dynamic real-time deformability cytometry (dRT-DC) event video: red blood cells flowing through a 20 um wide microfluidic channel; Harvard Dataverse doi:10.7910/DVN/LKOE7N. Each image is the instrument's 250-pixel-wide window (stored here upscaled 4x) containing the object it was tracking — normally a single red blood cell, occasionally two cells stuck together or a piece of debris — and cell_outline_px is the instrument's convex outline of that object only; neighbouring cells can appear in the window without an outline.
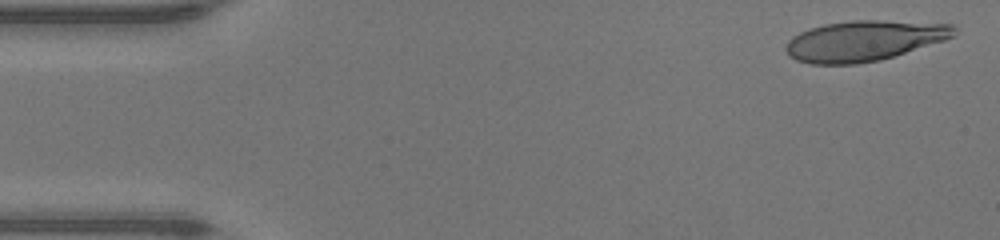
{"species": "human", "species_latin": "Homo sapiens", "temperature_condition": "warm", "stored_images_in_passage": 47, "camera_frame_rate_fps": 3000, "um_per_image_px": 0.085, "donor": {"sex": "male"}, "frame": {"image": 1, "passage_image": 2, "time_ms": 0.333, "image_size_px": [1000, 240], "cell_outline_px": [[956, 36], [944, 40], [880, 60], [856, 64], [812, 64], [796, 60], [788, 56], [784, 48], [788, 40], [792, 36], [808, 28], [824, 24], [852, 20], [880, 20], [952, 24], [956, 28]], "centroid_in_image_um": [73.41, 3.46], "position_along_channel_um": 11.6, "area_um2": 39.77}}
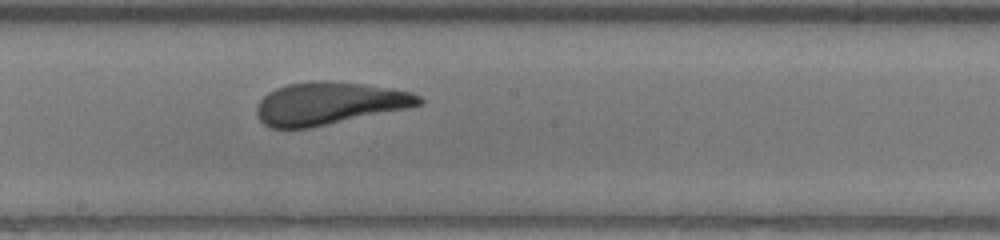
{"frame": {"image": 2, "passage_image": 25, "time_ms": 8.0, "image_size_px": [1000, 240], "cell_outline_px": [[424, 104], [408, 108], [308, 128], [272, 128], [264, 124], [260, 120], [256, 112], [256, 108], [260, 100], [268, 92], [276, 88], [288, 84], [320, 80], [328, 80], [392, 88], [412, 92], [420, 96], [424, 100]], "centroid_in_image_um": [27.99, 8.78], "position_along_channel_um": 220.2, "area_um2": 40.06}}
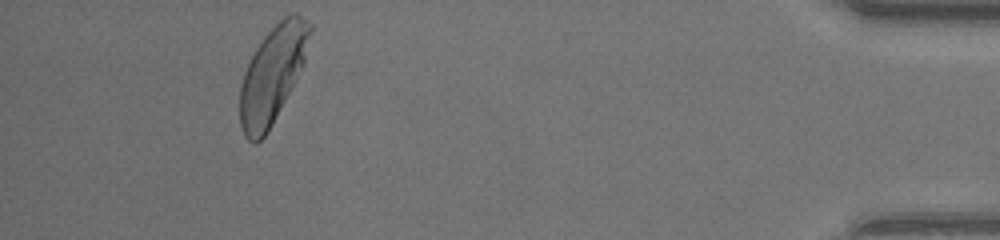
{"frame": {"image": 3, "passage_image": 43, "time_ms": 14.0, "image_size_px": [1000, 240], "cell_outline_px": [[312, 28], [304, 64], [268, 132], [256, 144], [248, 140], [244, 136], [240, 124], [240, 84], [244, 72], [260, 40], [284, 16], [292, 12], [296, 12], [312, 24]], "centroid_in_image_um": [23.16, 6.32], "position_along_channel_um": 412.0, "area_um2": 39.25}, "authors_computed_cell_mechanics": {"area_um2": 40.0554, "velocity_mm_per_s": 4.3748, "shape_relaxation_time_tau1_ms": 5.0789, "shape_relaxation_time_tau2_ms": null, "deformation_change_tau1": 0.2331, "deformation_change_tau2": null}}